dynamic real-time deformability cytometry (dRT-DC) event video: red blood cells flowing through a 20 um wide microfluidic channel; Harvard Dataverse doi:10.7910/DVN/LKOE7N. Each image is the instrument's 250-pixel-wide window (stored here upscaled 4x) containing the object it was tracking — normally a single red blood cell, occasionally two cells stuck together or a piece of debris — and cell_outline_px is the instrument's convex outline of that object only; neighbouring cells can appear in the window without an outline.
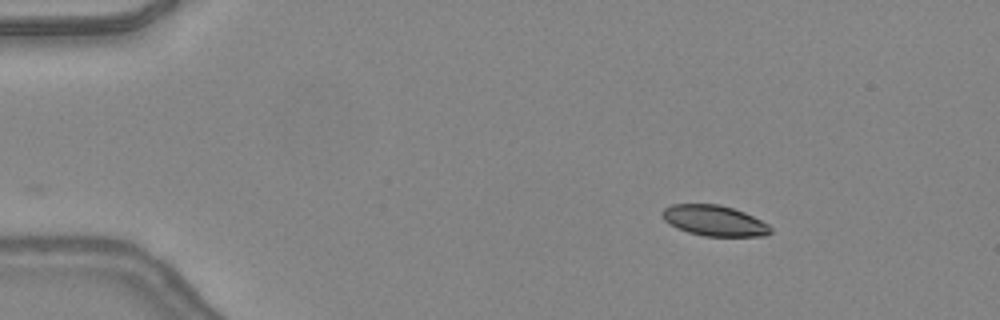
{"species": "common noctule bat (a hibernating species)", "species_latin": "Nyctalus noctula", "temperature_condition": "warm", "stored_images_in_passage": 41, "camera_frame_rate_fps": 3000, "um_per_image_px": 0.085, "animal": {"sex": "female", "body_mass_g": 24.6, "forearm_length_mm": 56.2}, "frame": {"image": 1, "passage_image": 1, "time_ms": 0.0, "image_size_px": [1000, 320], "cell_outline_px": [[772, 232], [764, 236], [704, 236], [688, 232], [676, 228], [668, 224], [664, 220], [664, 208], [672, 204], [720, 204], [744, 212], [768, 224], [772, 228]], "centroid_in_image_um": [60.72, 18.76], "position_along_channel_um": 24.3, "area_um2": 19.25}}
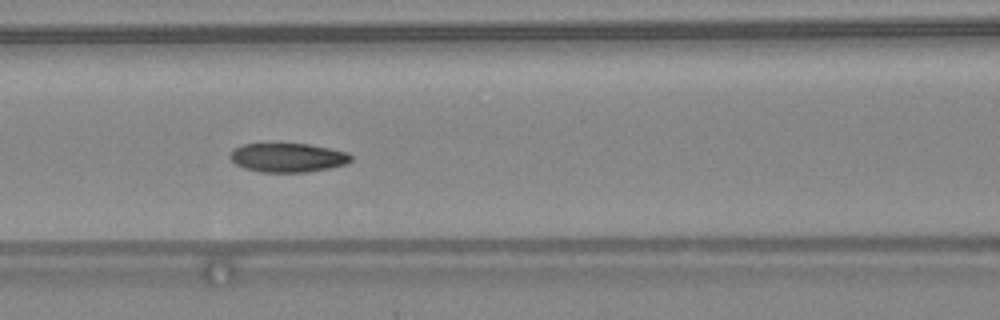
{"frame": {"image": 2, "passage_image": 15, "time_ms": 4.667, "image_size_px": [1000, 320], "cell_outline_px": [[352, 160], [344, 164], [328, 168], [308, 172], [260, 172], [244, 168], [236, 164], [228, 156], [236, 148], [244, 144], [280, 140], [312, 144], [348, 152], [352, 156]], "centroid_in_image_um": [24.45, 13.34], "position_along_channel_um": 142.2, "area_um2": 21.33}}
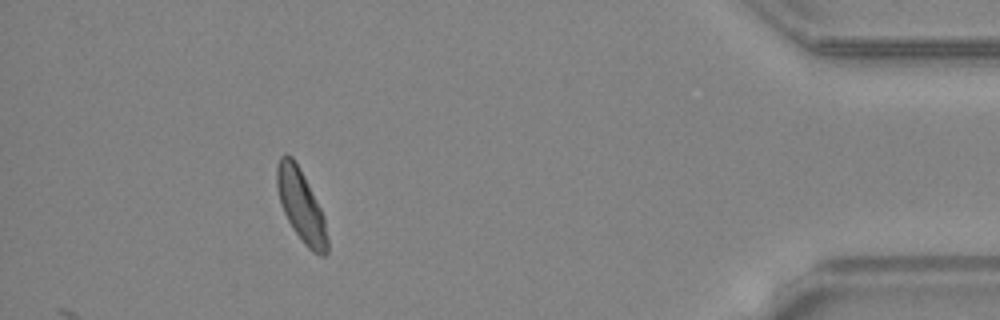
{"frame": {"image": 3, "passage_image": 37, "time_ms": 12.0, "image_size_px": [1000, 320], "cell_outline_px": [[328, 252], [324, 256], [320, 256], [312, 252], [304, 244], [292, 228], [280, 204], [276, 188], [276, 164], [280, 156], [284, 152], [292, 156], [304, 176], [324, 216], [328, 240]], "centroid_in_image_um": [25.57, 17.48], "position_along_channel_um": 409.6, "area_um2": 21.33}, "authors_computed_cell_mechanics": {"area_um2": 20.9236, "velocity_mm_per_s": 4.3839, "shape_relaxation_time_tau1_ms": 3.0417, "shape_relaxation_time_tau2_ms": 2.6568, "deformation_change_tau1": 0.1143, "deformation_change_tau2": 0.0672}}